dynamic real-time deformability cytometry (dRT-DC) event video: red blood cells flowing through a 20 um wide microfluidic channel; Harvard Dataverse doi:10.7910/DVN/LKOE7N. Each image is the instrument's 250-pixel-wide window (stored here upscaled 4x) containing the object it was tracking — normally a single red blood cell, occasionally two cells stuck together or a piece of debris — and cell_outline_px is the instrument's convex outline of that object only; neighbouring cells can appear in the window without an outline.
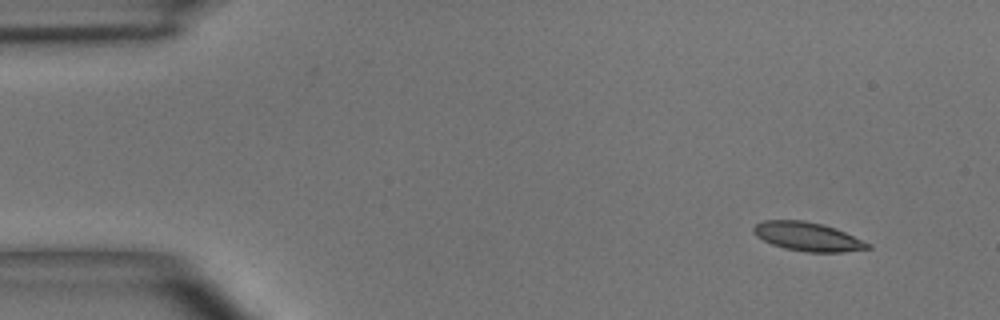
{"species": "common noctule bat (a hibernating species)", "species_latin": "Nyctalus noctula", "temperature_condition": "room temperature", "stored_images_in_passage": 4, "camera_frame_rate_fps": 3000, "um_per_image_px": 0.085, "animal": {"sex": "male", "body_mass_g": 15.6}, "frame": {"image": 1, "passage_image": 1, "time_ms": 0.0, "image_size_px": [1000, 320], "cell_outline_px": [[872, 248], [844, 252], [808, 252], [784, 248], [772, 244], [756, 236], [752, 232], [752, 228], [756, 224], [764, 220], [804, 220], [836, 228], [872, 244]], "centroid_in_image_um": [68.66, 20.11], "position_along_channel_um": 16.3, "area_um2": 19.19}}
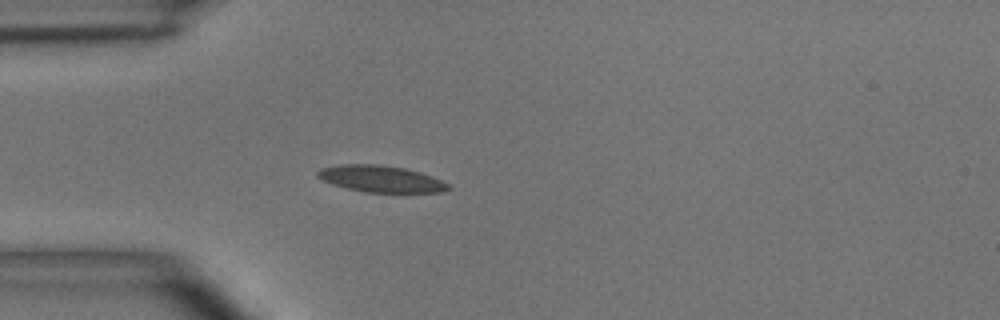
{"frame": {"image": 2, "passage_image": 4, "time_ms": 3.333, "image_size_px": [1000, 320], "cell_outline_px": [[452, 188], [440, 192], [364, 192], [332, 184], [316, 176], [316, 172], [320, 168], [340, 164], [380, 164], [404, 168], [420, 172], [432, 176], [448, 184]], "centroid_in_image_um": [32.35, 15.19], "position_along_channel_um": 52.6, "area_um2": 20.17}}